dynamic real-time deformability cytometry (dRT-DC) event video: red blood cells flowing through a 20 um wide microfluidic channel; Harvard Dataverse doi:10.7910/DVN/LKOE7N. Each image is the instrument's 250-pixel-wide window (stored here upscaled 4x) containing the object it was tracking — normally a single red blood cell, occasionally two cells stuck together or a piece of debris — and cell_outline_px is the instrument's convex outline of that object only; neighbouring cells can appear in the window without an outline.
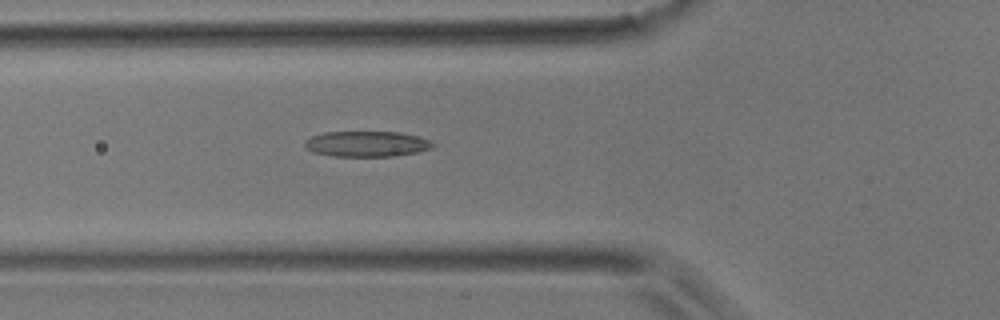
{"species": "common noctule bat (a hibernating species)", "species_latin": "Nyctalus noctula", "temperature_condition": "room temperature", "stored_images_in_passage": 45, "camera_frame_rate_fps": 3000, "um_per_image_px": 0.085, "animal": {"sex": "male", "body_mass_g": 17.9}, "frame": {"image": 1, "passage_image": 16, "time_ms": 5.0, "image_size_px": [1000, 320], "cell_outline_px": [[436, 144], [432, 148], [416, 152], [392, 156], [332, 156], [312, 152], [304, 144], [304, 140], [312, 136], [324, 132], [400, 132], [416, 136], [428, 140]], "centroid_in_image_um": [31.15, 12.23], "position_along_channel_um": 94.7, "area_um2": 18.96}}
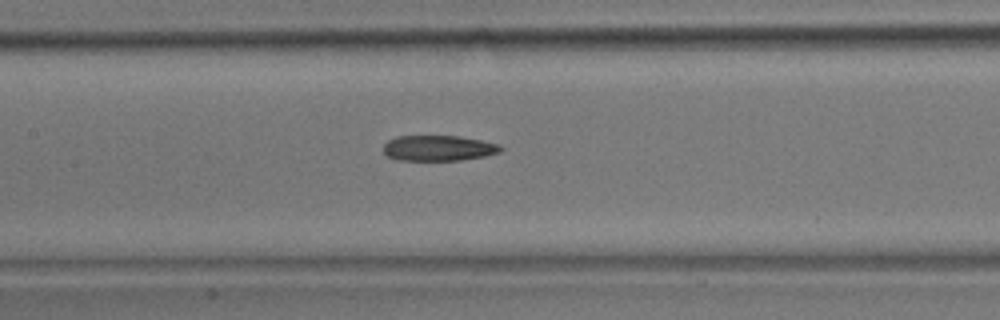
{"frame": {"image": 2, "passage_image": 21, "time_ms": 6.667, "image_size_px": [1000, 320], "cell_outline_px": [[504, 148], [500, 152], [484, 156], [460, 160], [396, 160], [388, 156], [384, 152], [384, 144], [388, 140], [396, 136], [460, 136], [480, 140], [496, 144]], "centroid_in_image_um": [37.24, 12.59], "position_along_channel_um": 170.2, "area_um2": 17.34}}
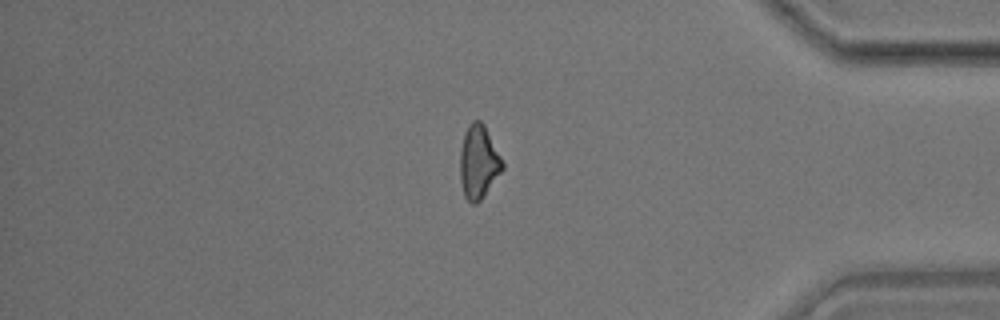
{"frame": {"image": 3, "passage_image": 38, "time_ms": 12.333, "image_size_px": [1000, 320], "cell_outline_px": [[504, 168], [480, 200], [476, 204], [472, 204], [464, 196], [460, 180], [460, 148], [464, 132], [468, 124], [472, 120], [480, 120], [484, 124], [504, 164]], "centroid_in_image_um": [40.65, 13.75], "position_along_channel_um": 394.5, "area_um2": 18.09}}